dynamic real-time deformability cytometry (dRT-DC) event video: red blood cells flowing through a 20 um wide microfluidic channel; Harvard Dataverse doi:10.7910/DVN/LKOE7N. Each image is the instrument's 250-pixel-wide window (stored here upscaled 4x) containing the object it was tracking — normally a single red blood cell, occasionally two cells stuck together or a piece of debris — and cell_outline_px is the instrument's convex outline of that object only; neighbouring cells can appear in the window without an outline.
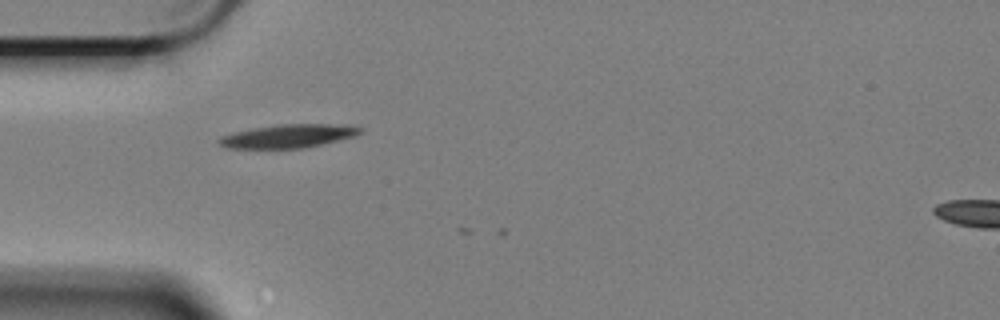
{"species": "Egyptian fruit bat (a non-hibernating species)", "species_latin": "Rousettus aegyptiacus", "temperature_condition": "cold", "stored_images_in_passage": 43, "camera_frame_rate_fps": 3000, "um_per_image_px": 0.085, "animal": {"sex": "female"}, "frame": {"image": 1, "passage_image": 1, "time_ms": 0.0, "image_size_px": [1000, 320], "cell_outline_px": [[356, 132], [344, 136], [316, 144], [292, 148], [244, 148], [224, 144], [220, 140], [228, 136], [240, 132], [264, 128], [300, 124], [308, 124], [356, 128]], "centroid_in_image_um": [24.38, 11.59], "position_along_channel_um": 60.6, "area_um2": 16.01}}
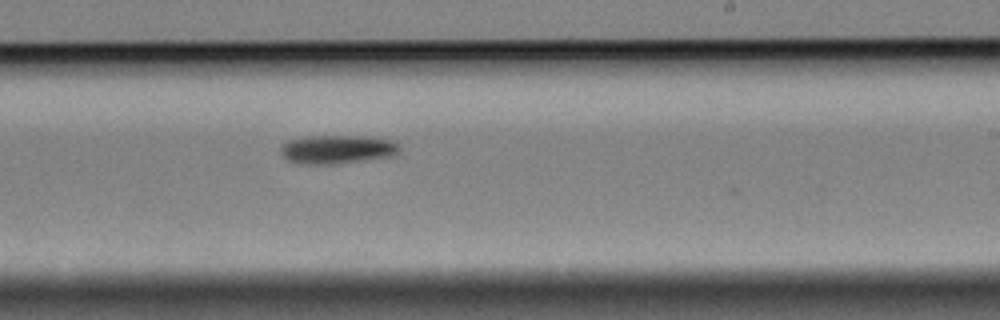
{"frame": {"image": 2, "passage_image": 19, "time_ms": 6.0, "image_size_px": [1000, 320], "cell_outline_px": [[396, 148], [388, 152], [368, 156], [340, 160], [296, 160], [288, 156], [284, 152], [284, 148], [288, 144], [300, 140], [380, 140], [392, 144]], "centroid_in_image_um": [28.54, 12.69], "position_along_channel_um": 260.5, "area_um2": 13.35}}
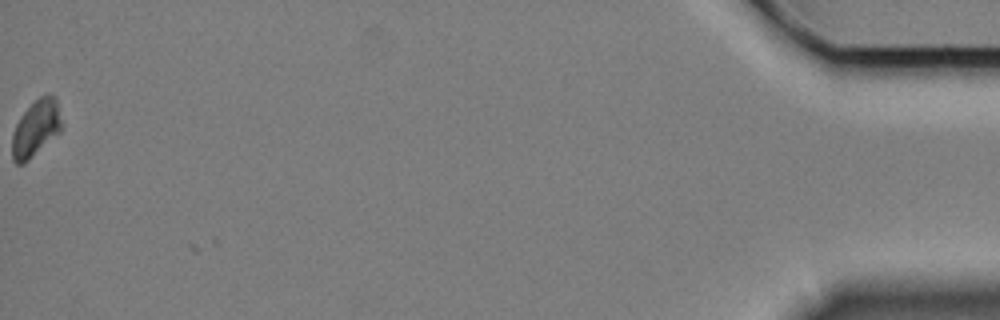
{"frame": {"image": 3, "passage_image": 43, "time_ms": 14.0, "image_size_px": [1000, 320], "cell_outline_px": [[60, 128], [56, 132], [20, 164], [16, 164], [12, 156], [12, 136], [16, 124], [24, 112], [40, 96], [52, 96], [56, 108], [60, 124]], "centroid_in_image_um": [2.94, 10.89], "position_along_channel_um": 432.3, "area_um2": 14.39}}